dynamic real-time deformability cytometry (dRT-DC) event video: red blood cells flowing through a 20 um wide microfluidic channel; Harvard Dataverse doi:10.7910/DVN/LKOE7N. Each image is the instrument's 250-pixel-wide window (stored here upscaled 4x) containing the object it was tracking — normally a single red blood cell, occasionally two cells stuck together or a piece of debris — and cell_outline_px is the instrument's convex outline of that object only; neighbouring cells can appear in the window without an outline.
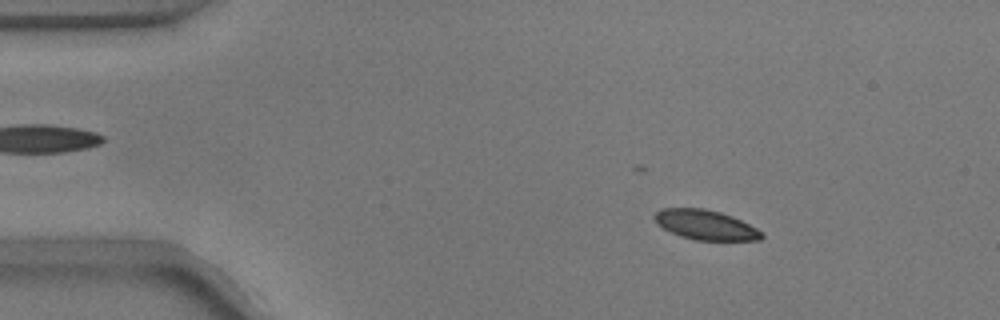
{"species": "common noctule bat (a hibernating species)", "species_latin": "Nyctalus noctula", "temperature_condition": "warm", "stored_images_in_passage": 36, "camera_frame_rate_fps": 3000, "um_per_image_px": 0.085, "animal": {"sex": "male", "body_mass_g": 17.9}, "frame": {"image": 1, "passage_image": 8, "time_ms": 2.333, "image_size_px": [1000, 320], "cell_outline_px": [[764, 236], [760, 240], [696, 240], [680, 236], [656, 224], [652, 216], [660, 208], [704, 208], [720, 212], [732, 216], [764, 232]], "centroid_in_image_um": [59.95, 19.11], "position_along_channel_um": 25.0, "area_um2": 18.61}}
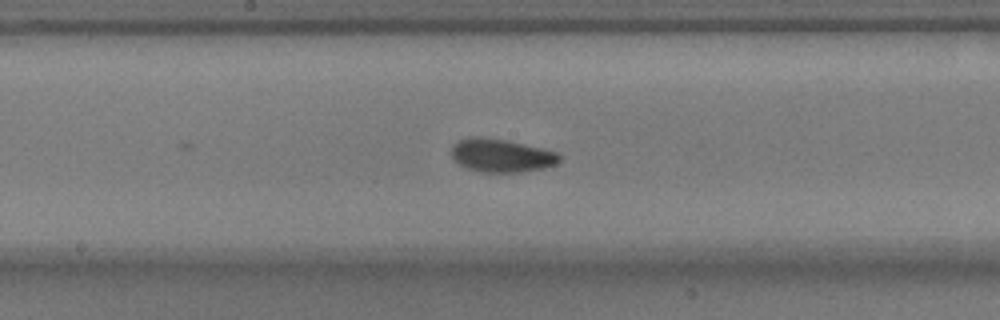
{"frame": {"image": 2, "passage_image": 28, "time_ms": 9.0, "image_size_px": [1000, 320], "cell_outline_px": [[560, 160], [556, 164], [544, 168], [520, 172], [480, 172], [468, 168], [460, 164], [452, 156], [452, 144], [460, 140], [472, 136], [480, 136], [508, 140], [544, 148], [556, 152], [560, 156]], "centroid_in_image_um": [42.63, 13.2], "position_along_channel_um": 205.6, "area_um2": 20.98}}
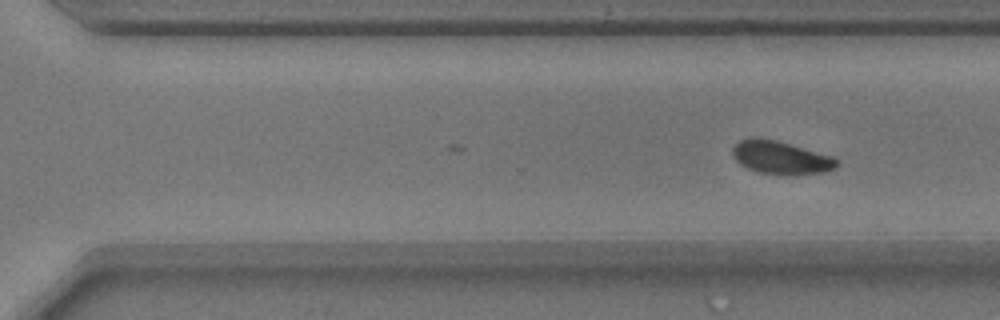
{"frame": {"image": 3, "passage_image": 36, "time_ms": 11.667, "image_size_px": [1000, 320], "cell_outline_px": [[840, 164], [836, 168], [828, 172], [792, 176], [784, 176], [756, 172], [740, 164], [736, 160], [732, 152], [732, 148], [740, 140], [776, 140], [832, 156], [840, 160]], "centroid_in_image_um": [66.47, 13.46], "position_along_channel_um": 304.1, "area_um2": 20.11}}